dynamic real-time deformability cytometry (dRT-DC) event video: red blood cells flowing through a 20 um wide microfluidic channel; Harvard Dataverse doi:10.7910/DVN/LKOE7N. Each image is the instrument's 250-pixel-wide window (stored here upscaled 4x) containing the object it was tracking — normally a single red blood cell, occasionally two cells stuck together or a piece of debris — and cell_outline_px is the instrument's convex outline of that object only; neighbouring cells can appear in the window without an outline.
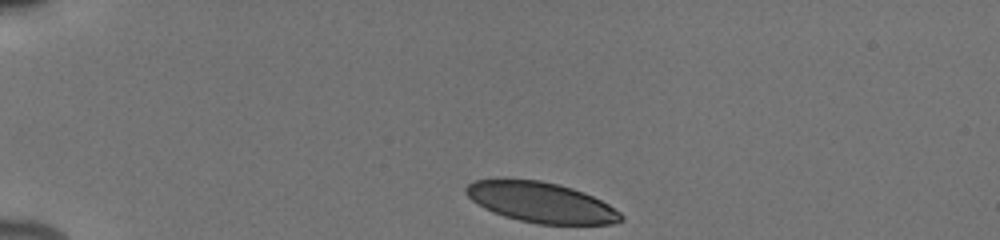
{"species": "human", "species_latin": "Homo sapiens", "temperature_condition": "cold", "stored_images_in_passage": 37, "camera_frame_rate_fps": 3000, "um_per_image_px": 0.085, "donor": {"sex": "male"}, "frame": {"image": 1, "passage_image": 1, "time_ms": 0.0, "image_size_px": [1000, 240], "cell_outline_px": [[624, 220], [612, 224], [536, 224], [504, 216], [492, 212], [484, 208], [472, 200], [464, 192], [464, 188], [468, 184], [476, 180], [540, 180], [560, 184], [584, 192], [608, 204], [620, 212], [624, 216]], "centroid_in_image_um": [46.01, 17.21], "position_along_channel_um": 39.0, "area_um2": 36.24}}
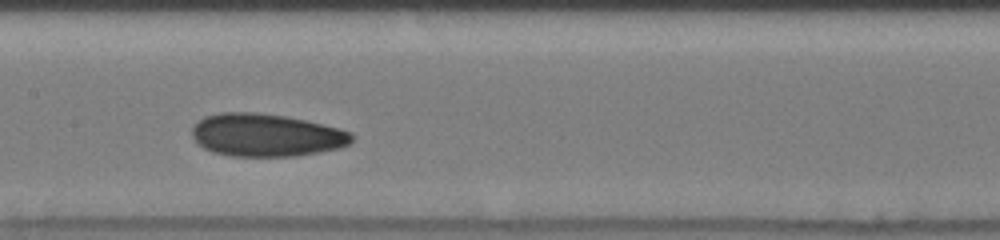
{"frame": {"image": 2, "passage_image": 17, "time_ms": 5.333, "image_size_px": [1000, 240], "cell_outline_px": [[352, 140], [348, 144], [340, 148], [320, 152], [296, 156], [232, 156], [212, 152], [204, 148], [192, 136], [192, 128], [204, 116], [220, 112], [256, 112], [284, 116], [304, 120], [340, 128], [352, 132]], "centroid_in_image_um": [22.63, 11.48], "position_along_channel_um": 184.8, "area_um2": 39.77}}
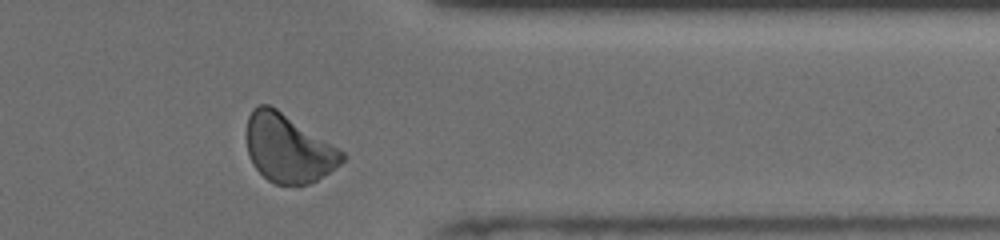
{"frame": {"image": 3, "passage_image": 33, "time_ms": 10.667, "image_size_px": [1000, 240], "cell_outline_px": [[348, 156], [340, 164], [316, 180], [308, 184], [276, 184], [268, 180], [252, 164], [248, 156], [244, 136], [248, 116], [252, 108], [260, 104], [268, 104], [276, 108], [344, 152]], "centroid_in_image_um": [24.44, 12.59], "position_along_channel_um": 387.0, "area_um2": 37.92}, "authors_computed_cell_mechanics": {"area_um2": 38.0902, "velocity_mm_per_s": 3.8796, "shape_relaxation_time_tau1_ms": 5.5559, "shape_relaxation_time_tau2_ms": 3.1634, "deformation_change_tau1": 0.1196, "deformation_change_tau2": 0.0825}}